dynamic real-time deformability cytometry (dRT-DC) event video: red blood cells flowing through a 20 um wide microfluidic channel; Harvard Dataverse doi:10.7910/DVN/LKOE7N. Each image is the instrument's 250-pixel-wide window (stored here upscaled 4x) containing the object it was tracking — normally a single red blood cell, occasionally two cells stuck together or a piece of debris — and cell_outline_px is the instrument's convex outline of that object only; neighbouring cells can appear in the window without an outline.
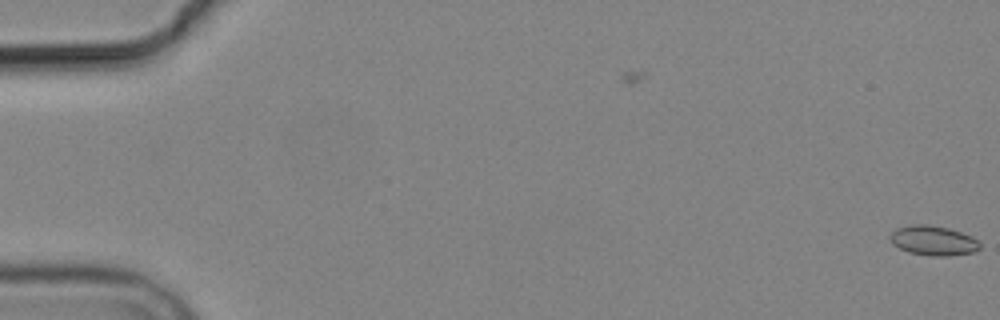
{"species": "common noctule bat (a hibernating species)", "species_latin": "Nyctalus noctula", "temperature_condition": "cold", "stored_images_in_passage": 2, "camera_frame_rate_fps": 3000, "um_per_image_px": 0.085, "animal": {"sex": "male", "body_mass_g": 19.2, "forearm_length_mm": 51.8}, "frame": {"image": 1, "passage_image": 2, "time_ms": 1.333, "image_size_px": [1000, 320], "cell_outline_px": [[980, 248], [972, 252], [948, 256], [932, 256], [908, 252], [892, 244], [888, 236], [896, 228], [912, 224], [924, 224], [948, 228], [972, 236], [980, 244]], "centroid_in_image_um": [79.29, 20.45], "position_along_channel_um": 5.7, "area_um2": 15.49}}